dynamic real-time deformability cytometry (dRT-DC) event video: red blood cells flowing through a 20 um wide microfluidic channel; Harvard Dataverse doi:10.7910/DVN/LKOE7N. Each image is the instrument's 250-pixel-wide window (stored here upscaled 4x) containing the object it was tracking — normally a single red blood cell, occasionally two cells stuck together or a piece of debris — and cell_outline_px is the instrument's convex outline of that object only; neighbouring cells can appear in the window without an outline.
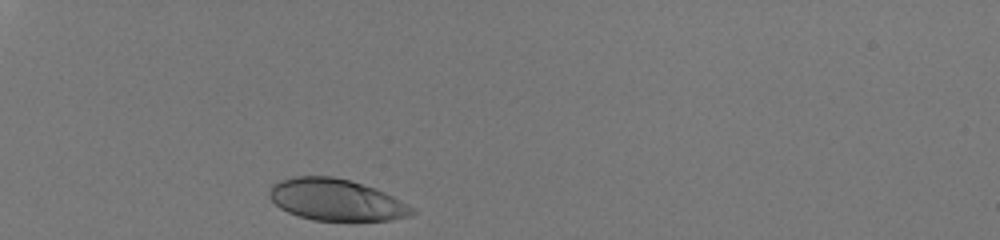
{"species": "human", "species_latin": "Homo sapiens", "temperature_condition": "room temperature", "stored_images_in_passage": 30, "camera_frame_rate_fps": 3000, "um_per_image_px": 0.085, "donor": {"sex": "male"}, "frame": {"image": 1, "passage_image": 1, "time_ms": 0.0, "image_size_px": [1000, 240], "cell_outline_px": [[416, 212], [412, 216], [392, 220], [312, 220], [288, 212], [280, 208], [268, 196], [268, 192], [272, 184], [280, 180], [296, 176], [332, 176], [348, 180], [376, 188], [392, 196], [412, 208]], "centroid_in_image_um": [28.55, 16.98], "position_along_channel_um": 56.5, "area_um2": 34.39}}
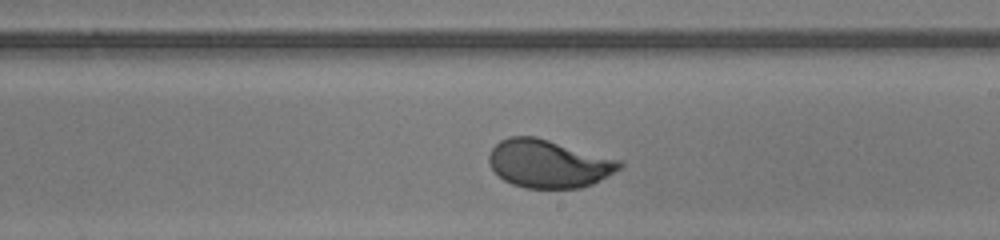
{"frame": {"image": 2, "passage_image": 18, "time_ms": 5.667, "image_size_px": [1000, 240], "cell_outline_px": [[624, 164], [620, 168], [592, 184], [580, 188], [524, 188], [512, 184], [504, 180], [492, 168], [488, 160], [488, 156], [492, 148], [500, 140], [508, 136], [536, 136], [620, 160]], "centroid_in_image_um": [46.6, 13.9], "position_along_channel_um": 242.4, "area_um2": 36.36}}
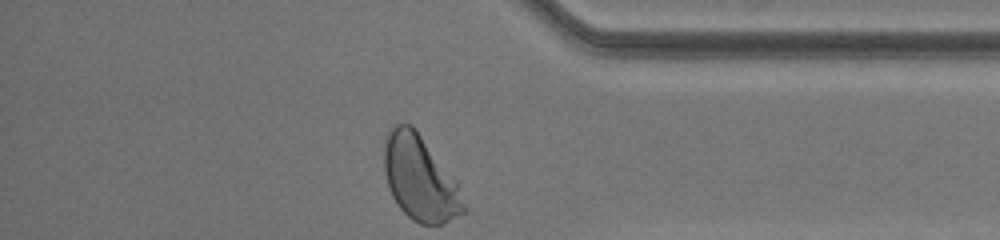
{"frame": {"image": 3, "passage_image": 30, "time_ms": 9.667, "image_size_px": [1000, 240], "cell_outline_px": [[468, 208], [464, 212], [440, 224], [420, 224], [412, 220], [396, 204], [388, 188], [384, 172], [384, 140], [388, 132], [396, 124], [412, 124], [456, 180]], "centroid_in_image_um": [35.69, 15.16], "position_along_channel_um": 399.5, "area_um2": 39.3}, "authors_computed_cell_mechanics": {"area_um2": 36.3273, "velocity_mm_per_s": 4.0636, "shape_relaxation_time_tau1_ms": 2.5016, "shape_relaxation_time_tau2_ms": null, "deformation_change_tau1": 0.1553, "deformation_change_tau2": null}}